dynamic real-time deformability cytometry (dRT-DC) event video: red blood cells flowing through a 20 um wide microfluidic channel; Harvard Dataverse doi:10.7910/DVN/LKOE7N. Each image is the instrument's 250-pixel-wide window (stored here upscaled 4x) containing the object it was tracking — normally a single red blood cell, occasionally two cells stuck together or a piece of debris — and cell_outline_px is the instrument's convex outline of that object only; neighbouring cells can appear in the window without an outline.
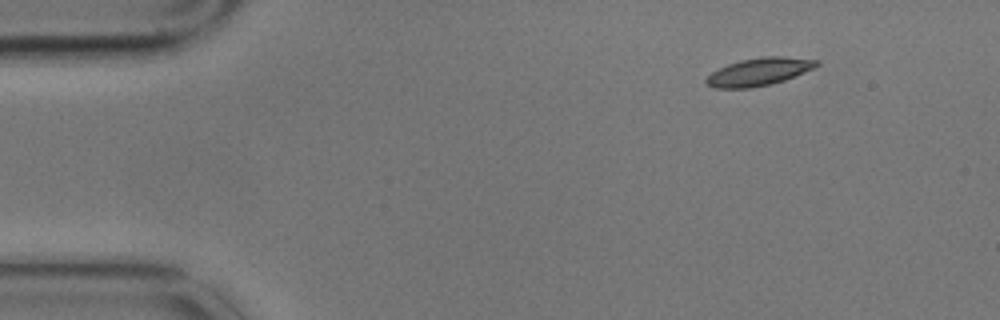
{"species": "common noctule bat (a hibernating species)", "species_latin": "Nyctalus noctula", "temperature_condition": "cold", "stored_images_in_passage": 4, "camera_frame_rate_fps": 3000, "um_per_image_px": 0.085, "animal": {"sex": "male", "body_mass_g": 17.9}, "frame": {"image": 1, "passage_image": 1, "time_ms": 0.0, "image_size_px": [1000, 320], "cell_outline_px": [[820, 64], [796, 76], [772, 84], [752, 88], [712, 88], [704, 84], [704, 80], [712, 72], [728, 64], [740, 60], [760, 56], [784, 56], [820, 60]], "centroid_in_image_um": [64.5, 6.1], "position_along_channel_um": 20.5, "area_um2": 18.03}}
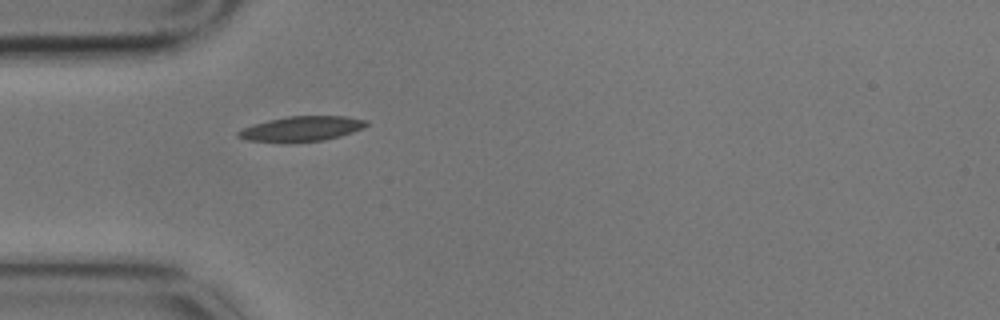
{"frame": {"image": 2, "passage_image": 4, "time_ms": 1.0, "image_size_px": [1000, 320], "cell_outline_px": [[368, 124], [352, 132], [340, 136], [324, 140], [248, 140], [236, 136], [236, 132], [252, 124], [268, 120], [288, 116], [344, 116], [368, 120]], "centroid_in_image_um": [25.66, 10.9], "position_along_channel_um": 59.3, "area_um2": 17.86}}